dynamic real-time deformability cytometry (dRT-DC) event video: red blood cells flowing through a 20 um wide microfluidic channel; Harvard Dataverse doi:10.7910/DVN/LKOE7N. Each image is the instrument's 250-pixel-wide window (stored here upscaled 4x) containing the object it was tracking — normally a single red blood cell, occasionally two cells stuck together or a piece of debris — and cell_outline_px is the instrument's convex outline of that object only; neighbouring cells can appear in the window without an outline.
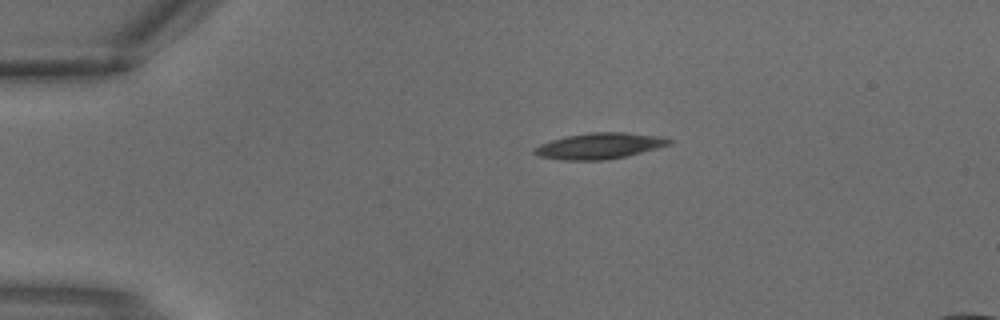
{"species": "common noctule bat (a hibernating species)", "species_latin": "Nyctalus noctula", "temperature_condition": "warm", "stored_images_in_passage": 2, "camera_frame_rate_fps": 3000, "um_per_image_px": 0.085, "animal": {"sex": "male", "body_mass_g": 18.8}, "frame": {"image": 1, "passage_image": 1, "time_ms": 0.0, "image_size_px": [1000, 320], "cell_outline_px": [[672, 144], [624, 156], [604, 160], [564, 160], [536, 156], [532, 152], [532, 148], [540, 144], [564, 136], [588, 132], [624, 132], [664, 136], [672, 140]], "centroid_in_image_um": [50.92, 12.39], "position_along_channel_um": 34.1, "area_um2": 20.52}}
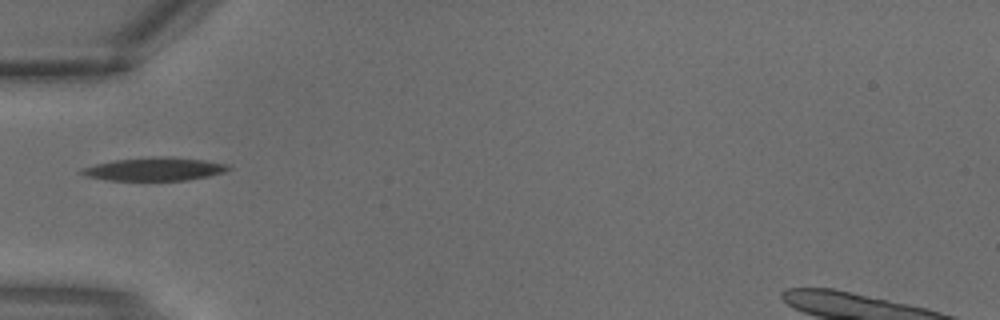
{"frame": {"image": 2, "passage_image": 2, "time_ms": 0.333, "image_size_px": [1000, 320], "cell_outline_px": [[232, 168], [224, 172], [208, 176], [188, 180], [104, 180], [88, 176], [80, 172], [80, 168], [112, 160], [152, 156], [172, 156], [204, 160], [232, 164]], "centroid_in_image_um": [13.18, 14.35], "position_along_channel_um": 71.8, "area_um2": 20.11}}